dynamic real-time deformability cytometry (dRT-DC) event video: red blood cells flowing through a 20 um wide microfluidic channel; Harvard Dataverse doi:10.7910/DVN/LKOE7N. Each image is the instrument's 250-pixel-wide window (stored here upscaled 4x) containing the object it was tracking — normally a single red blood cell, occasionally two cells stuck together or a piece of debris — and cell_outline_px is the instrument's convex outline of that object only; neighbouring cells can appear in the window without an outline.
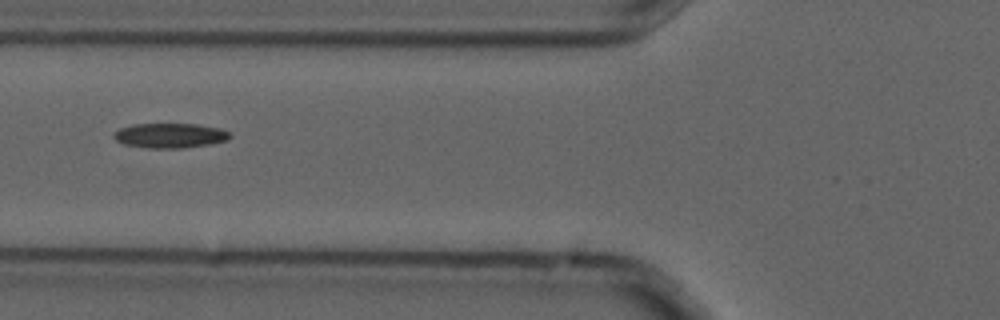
{"species": "common noctule bat (a hibernating species)", "species_latin": "Nyctalus noctula", "temperature_condition": "cold", "stored_images_in_passage": 11, "camera_frame_rate_fps": 3000, "um_per_image_px": 0.085, "animal": {"sex": "male", "forearm_length_mm": 52.5}, "frame": {"image": 1, "passage_image": 6, "time_ms": 1.667, "image_size_px": [1000, 320], "cell_outline_px": [[232, 136], [224, 140], [208, 144], [184, 148], [148, 148], [124, 144], [116, 140], [112, 136], [120, 128], [132, 124], [196, 124], [220, 128], [228, 132]], "centroid_in_image_um": [14.42, 11.52], "position_along_channel_um": 111.4, "area_um2": 16.59}}
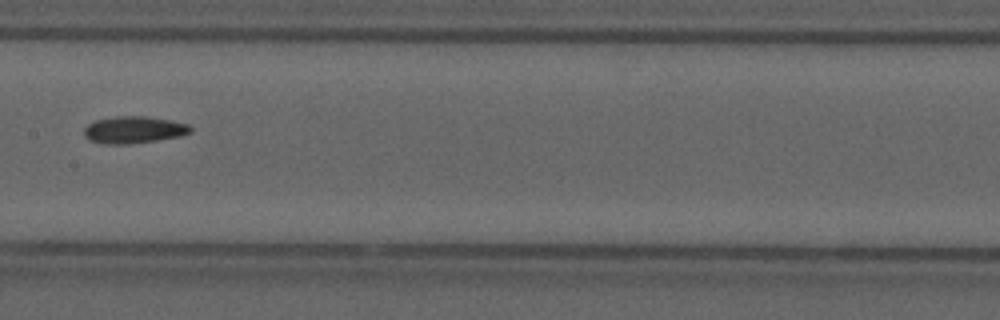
{"frame": {"image": 2, "passage_image": 8, "time_ms": 2.333, "image_size_px": [1000, 320], "cell_outline_px": [[192, 132], [180, 136], [156, 140], [128, 144], [104, 144], [88, 140], [84, 136], [84, 128], [88, 124], [96, 120], [116, 116], [144, 116], [172, 120], [188, 124], [192, 128]], "centroid_in_image_um": [11.37, 11.03], "position_along_channel_um": 196.0, "area_um2": 16.82}}
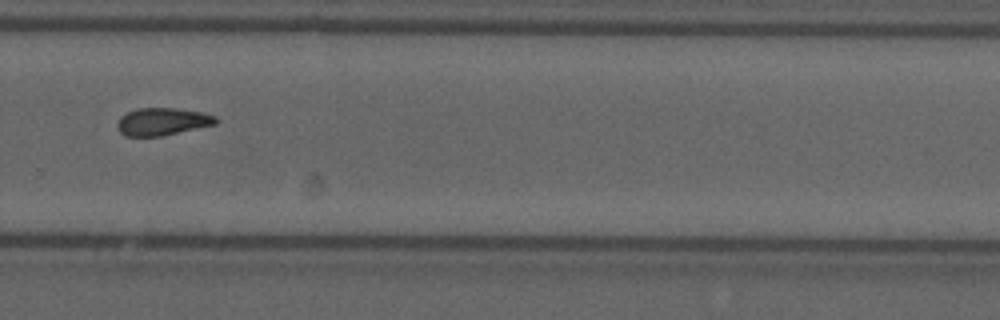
{"frame": {"image": 3, "passage_image": 11, "time_ms": 3.333, "image_size_px": [1000, 320], "cell_outline_px": [[220, 120], [216, 124], [164, 136], [124, 136], [120, 132], [116, 124], [120, 116], [136, 108], [176, 108], [200, 112], [216, 116]], "centroid_in_image_um": [13.81, 10.34], "position_along_channel_um": 316.0, "area_um2": 15.95}}